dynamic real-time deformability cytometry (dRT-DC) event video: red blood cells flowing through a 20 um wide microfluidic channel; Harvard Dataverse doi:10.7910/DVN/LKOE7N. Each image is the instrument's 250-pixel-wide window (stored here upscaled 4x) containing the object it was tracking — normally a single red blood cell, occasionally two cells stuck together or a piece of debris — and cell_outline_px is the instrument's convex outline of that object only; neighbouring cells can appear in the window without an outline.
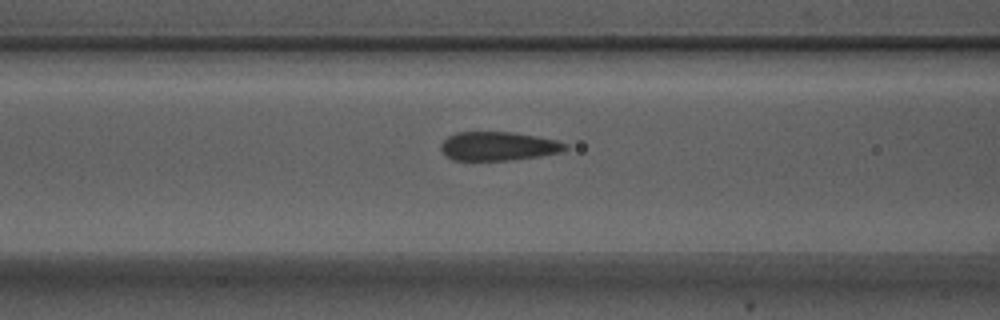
{"species": "Egyptian fruit bat (a non-hibernating species)", "species_latin": "Rousettus aegyptiacus", "temperature_condition": "warm", "stored_images_in_passage": 4, "segment_of_instrument_passage": [2, 2], "camera_frame_rate_fps": 3000, "um_per_image_px": 0.085, "animal": {"sex": "male"}, "frame": {"image": 1, "passage_image": 4, "time_ms": 1.0, "image_size_px": [1000, 320], "cell_outline_px": [[568, 148], [560, 152], [540, 156], [508, 160], [452, 160], [440, 148], [440, 144], [448, 136], [456, 132], [512, 132], [536, 136], [556, 140], [568, 144]], "centroid_in_image_um": [42.36, 12.42], "position_along_channel_um": 124.2, "area_um2": 20.81}}